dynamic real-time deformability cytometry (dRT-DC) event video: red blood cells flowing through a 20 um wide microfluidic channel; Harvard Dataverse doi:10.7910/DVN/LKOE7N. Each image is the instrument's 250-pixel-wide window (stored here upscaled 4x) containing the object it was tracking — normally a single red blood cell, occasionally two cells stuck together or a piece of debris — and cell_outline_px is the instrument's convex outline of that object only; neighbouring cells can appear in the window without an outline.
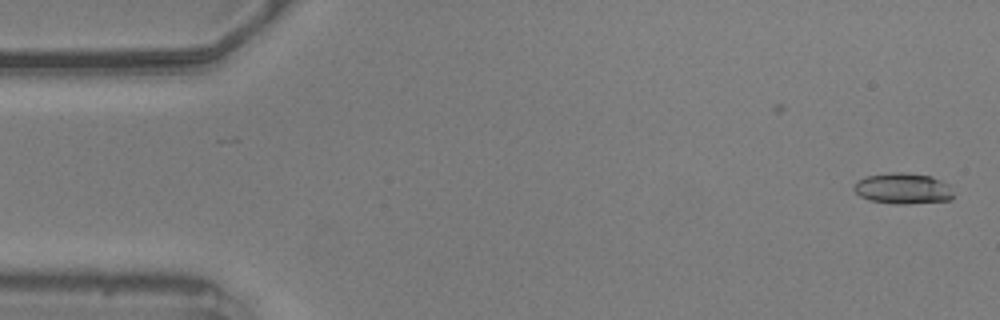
{"species": "common noctule bat (a hibernating species)", "species_latin": "Nyctalus noctula", "temperature_condition": "warm", "stored_images_in_passage": 56, "camera_frame_rate_fps": 3000, "um_per_image_px": 0.085, "animal": {"sex": "male", "body_mass_g": 20.5, "forearm_length_mm": 52.5}, "frame": {"image": 1, "passage_image": 1, "time_ms": 0.0, "image_size_px": [1000, 320], "cell_outline_px": [[952, 200], [908, 204], [896, 204], [872, 200], [860, 196], [852, 188], [864, 176], [892, 172], [908, 172], [932, 176], [948, 184], [952, 192]], "centroid_in_image_um": [76.77, 16.01], "position_along_channel_um": 8.2, "area_um2": 17.92}}
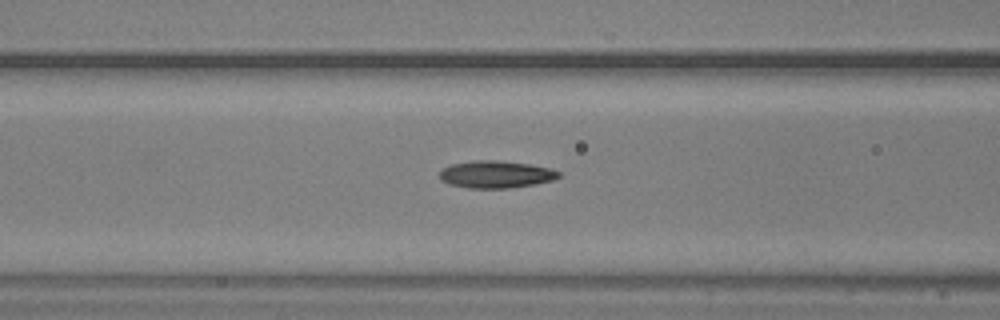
{"frame": {"image": 2, "passage_image": 21, "time_ms": 6.667, "image_size_px": [1000, 320], "cell_outline_px": [[560, 176], [552, 180], [536, 184], [512, 188], [468, 188], [448, 184], [440, 180], [440, 172], [444, 168], [452, 164], [476, 160], [496, 160], [528, 164], [552, 168], [560, 172]], "centroid_in_image_um": [42.16, 14.83], "position_along_channel_um": 124.4, "area_um2": 18.96}}
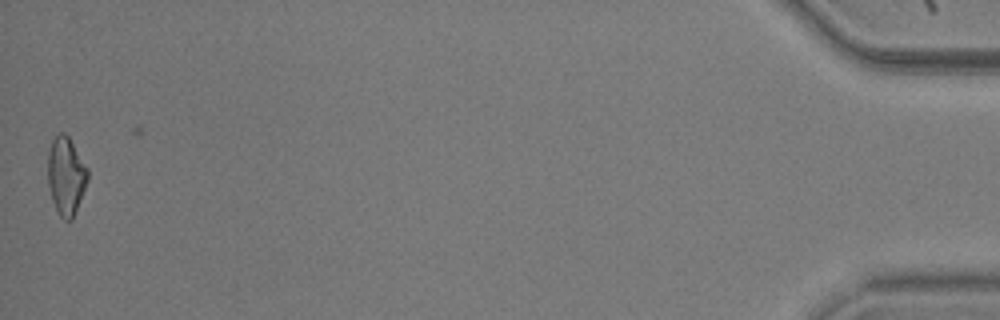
{"frame": {"image": 3, "passage_image": 55, "time_ms": 18.0, "image_size_px": [1000, 320], "cell_outline_px": [[88, 180], [72, 220], [64, 220], [60, 216], [52, 200], [48, 184], [48, 152], [52, 140], [60, 132], [64, 132], [68, 136], [88, 168]], "centroid_in_image_um": [5.61, 14.94], "position_along_channel_um": 429.6, "area_um2": 17.98}, "authors_computed_cell_mechanics": {"area_um2": 18.0047, "velocity_mm_per_s": 3.59, "shape_relaxation_time_tau1_ms": null, "shape_relaxation_time_tau2_ms": 3.3829, "deformation_change_tau1": null, "deformation_change_tau2": 0.1184}}